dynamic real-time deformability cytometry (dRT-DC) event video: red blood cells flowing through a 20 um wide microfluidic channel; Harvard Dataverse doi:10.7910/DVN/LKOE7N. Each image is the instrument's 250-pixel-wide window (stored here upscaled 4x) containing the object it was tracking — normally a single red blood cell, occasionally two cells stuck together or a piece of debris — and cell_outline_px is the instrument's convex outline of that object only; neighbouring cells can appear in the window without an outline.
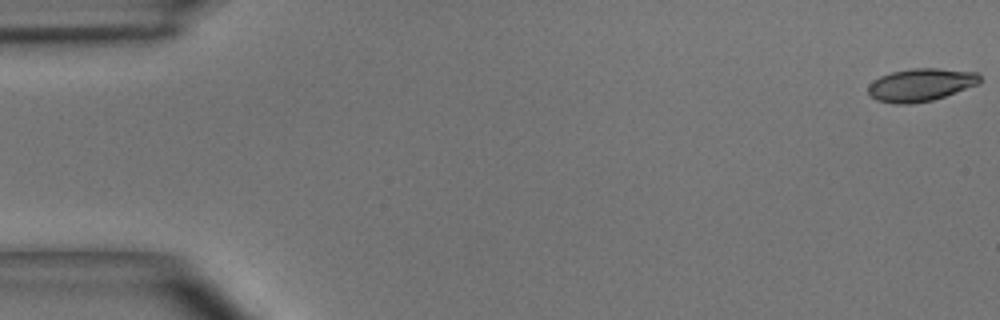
{"species": "common noctule bat (a hibernating species)", "species_latin": "Nyctalus noctula", "temperature_condition": "room temperature", "stored_images_in_passage": 4, "camera_frame_rate_fps": 3000, "um_per_image_px": 0.085, "animal": {"sex": "male", "body_mass_g": 15.6}, "frame": {"image": 1, "passage_image": 1, "time_ms": 0.0, "image_size_px": [1000, 320], "cell_outline_px": [[980, 84], [932, 100], [908, 104], [896, 104], [876, 100], [868, 92], [868, 84], [872, 80], [880, 76], [892, 72], [912, 68], [936, 68], [976, 72], [980, 76]], "centroid_in_image_um": [78.25, 7.2], "position_along_channel_um": 6.8, "area_um2": 21.33}}